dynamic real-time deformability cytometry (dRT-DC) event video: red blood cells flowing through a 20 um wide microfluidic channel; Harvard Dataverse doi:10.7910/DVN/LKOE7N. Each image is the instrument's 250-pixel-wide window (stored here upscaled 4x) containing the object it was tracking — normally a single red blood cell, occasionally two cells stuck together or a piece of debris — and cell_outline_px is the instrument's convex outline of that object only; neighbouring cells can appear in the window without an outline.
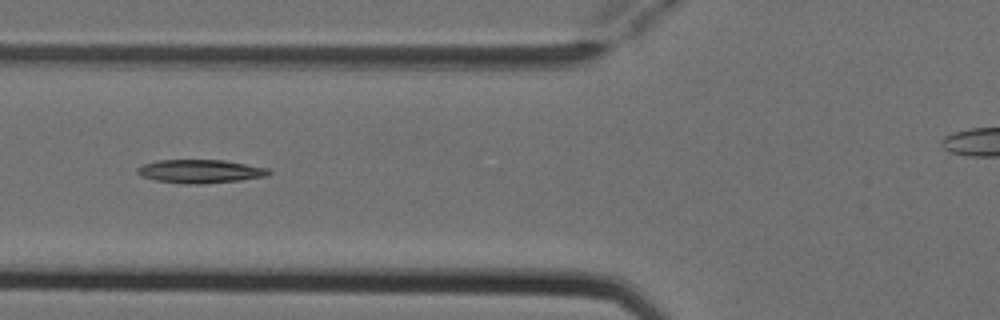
{"species": "Egyptian fruit bat (a non-hibernating species)", "species_latin": "Rousettus aegyptiacus", "temperature_condition": "cold", "stored_images_in_passage": 6, "camera_frame_rate_fps": 3000, "um_per_image_px": 0.085, "animal": {"sex": "female"}, "frame": {"image": 1, "passage_image": 4, "time_ms": 1.0, "image_size_px": [1000, 320], "cell_outline_px": [[272, 172], [268, 176], [240, 180], [204, 184], [184, 184], [156, 180], [140, 176], [136, 172], [136, 168], [140, 164], [156, 160], [224, 160], [268, 168]], "centroid_in_image_um": [16.98, 14.56], "position_along_channel_um": 108.8, "area_um2": 18.21}}
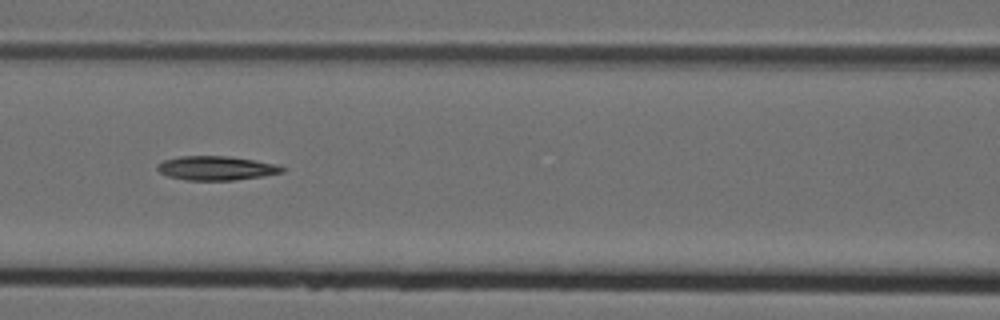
{"frame": {"image": 2, "passage_image": 5, "time_ms": 1.333, "image_size_px": [1000, 320], "cell_outline_px": [[284, 172], [264, 176], [236, 180], [188, 180], [168, 176], [160, 172], [156, 168], [156, 164], [164, 160], [180, 156], [228, 156], [256, 160], [276, 164], [284, 168]], "centroid_in_image_um": [18.39, 14.29], "position_along_channel_um": 148.2, "area_um2": 17.57}}
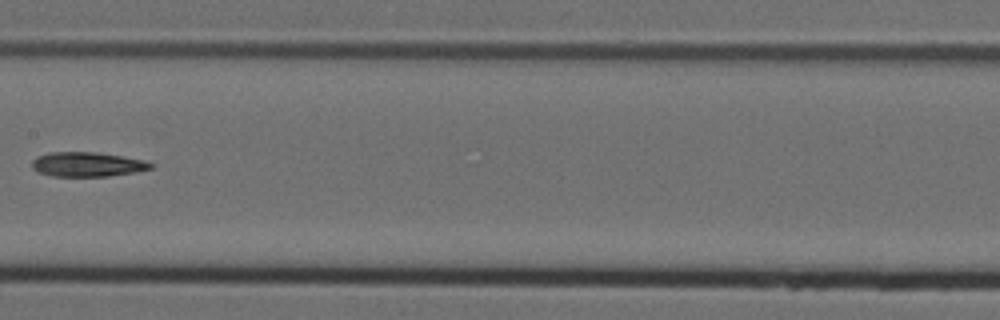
{"frame": {"image": 3, "passage_image": 6, "time_ms": 1.667, "image_size_px": [1000, 320], "cell_outline_px": [[156, 164], [152, 168], [136, 172], [108, 176], [52, 176], [36, 172], [32, 168], [32, 160], [36, 156], [48, 152], [96, 152], [144, 160]], "centroid_in_image_um": [7.4, 13.97], "position_along_channel_um": 200.0, "area_um2": 17.11}}